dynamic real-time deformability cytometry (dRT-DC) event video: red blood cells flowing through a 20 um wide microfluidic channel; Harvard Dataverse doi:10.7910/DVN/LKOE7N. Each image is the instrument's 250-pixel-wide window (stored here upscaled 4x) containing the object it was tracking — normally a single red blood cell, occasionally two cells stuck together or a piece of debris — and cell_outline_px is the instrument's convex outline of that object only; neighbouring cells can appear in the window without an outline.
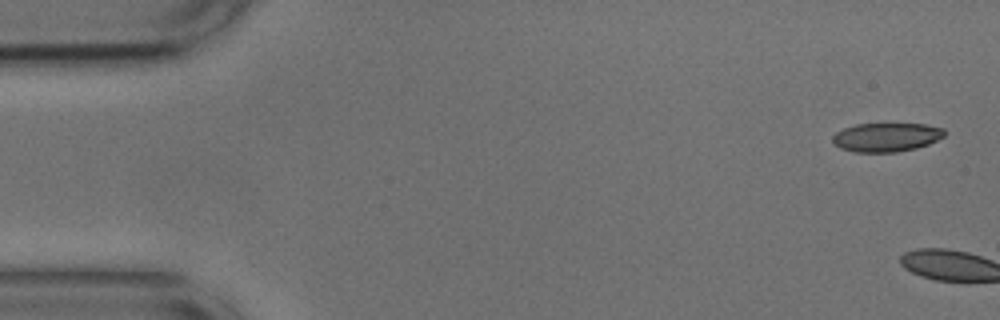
{"species": "common noctule bat (a hibernating species)", "species_latin": "Nyctalus noctula", "temperature_condition": "cold", "stored_images_in_passage": 3, "camera_frame_rate_fps": 3000, "um_per_image_px": 0.085, "animal": {"sex": "male", "body_mass_g": 17.9, "forearm_length_mm": 54.2}, "frame": {"image": 1, "passage_image": 1, "time_ms": 0.0, "image_size_px": [1000, 320], "cell_outline_px": [[944, 136], [928, 144], [916, 148], [896, 152], [852, 152], [840, 148], [832, 140], [832, 136], [836, 132], [844, 128], [856, 124], [924, 124], [944, 128]], "centroid_in_image_um": [75.32, 11.66], "position_along_channel_um": 9.7, "area_um2": 18.73}}